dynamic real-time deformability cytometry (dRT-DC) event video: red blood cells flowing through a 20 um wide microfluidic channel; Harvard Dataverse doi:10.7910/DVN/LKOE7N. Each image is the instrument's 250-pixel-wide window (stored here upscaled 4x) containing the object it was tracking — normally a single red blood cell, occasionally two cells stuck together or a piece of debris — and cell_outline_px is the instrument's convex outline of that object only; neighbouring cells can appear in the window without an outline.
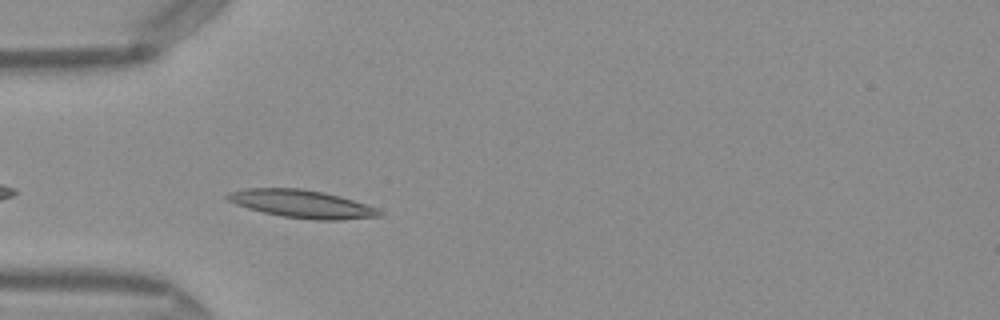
{"species": "Egyptian fruit bat (a non-hibernating species)", "species_latin": "Rousettus aegyptiacus", "temperature_condition": "warm", "stored_images_in_passage": 35, "camera_frame_rate_fps": 3000, "um_per_image_px": 0.085, "frame": {"image": 1, "passage_image": 3, "time_ms": 0.667, "image_size_px": [1000, 320], "cell_outline_px": [[384, 212], [380, 216], [340, 220], [316, 220], [284, 216], [264, 212], [248, 208], [236, 204], [228, 200], [224, 196], [228, 192], [244, 188], [300, 188], [324, 192], [340, 196], [376, 208]], "centroid_in_image_um": [25.63, 17.32], "position_along_channel_um": 59.4, "area_um2": 24.51}}
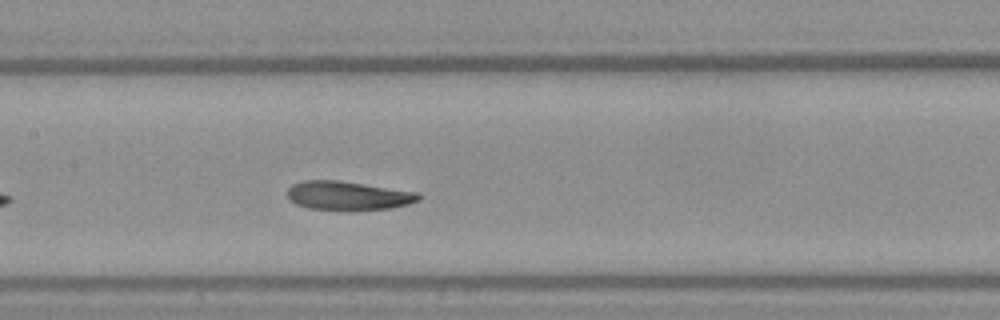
{"frame": {"image": 2, "passage_image": 12, "time_ms": 3.667, "image_size_px": [1000, 320], "cell_outline_px": [[424, 196], [420, 200], [408, 204], [392, 208], [348, 212], [308, 208], [296, 204], [288, 200], [288, 188], [292, 184], [304, 180], [340, 180], [420, 192]], "centroid_in_image_um": [29.63, 16.65], "position_along_channel_um": 177.8, "area_um2": 22.95}}
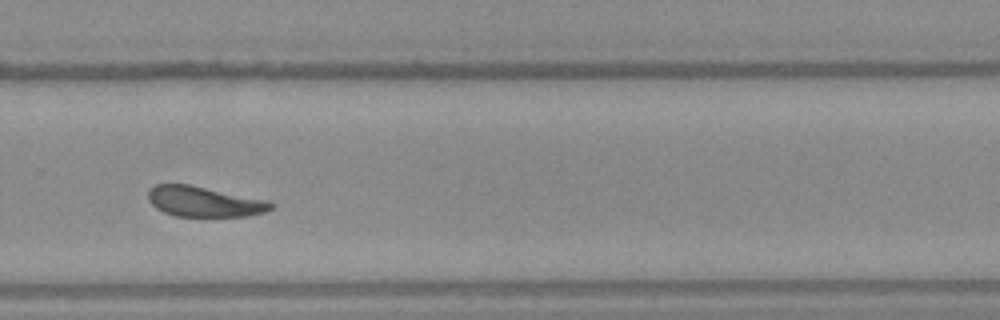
{"frame": {"image": 3, "passage_image": 22, "time_ms": 7.0, "image_size_px": [1000, 320], "cell_outline_px": [[276, 204], [272, 208], [264, 212], [248, 216], [176, 216], [164, 212], [156, 208], [148, 200], [148, 192], [156, 184], [188, 184], [268, 200]], "centroid_in_image_um": [17.37, 17.14], "position_along_channel_um": 312.4, "area_um2": 21.62}, "authors_computed_cell_mechanics": {"area_um2": 22.0218, "velocity_mm_per_s": 4.0522, "shape_relaxation_time_tau1_ms": 2.2213, "shape_relaxation_time_tau2_ms": 2.0869, "deformation_change_tau1": 0.1227, "deformation_change_tau2": 0.1045}}